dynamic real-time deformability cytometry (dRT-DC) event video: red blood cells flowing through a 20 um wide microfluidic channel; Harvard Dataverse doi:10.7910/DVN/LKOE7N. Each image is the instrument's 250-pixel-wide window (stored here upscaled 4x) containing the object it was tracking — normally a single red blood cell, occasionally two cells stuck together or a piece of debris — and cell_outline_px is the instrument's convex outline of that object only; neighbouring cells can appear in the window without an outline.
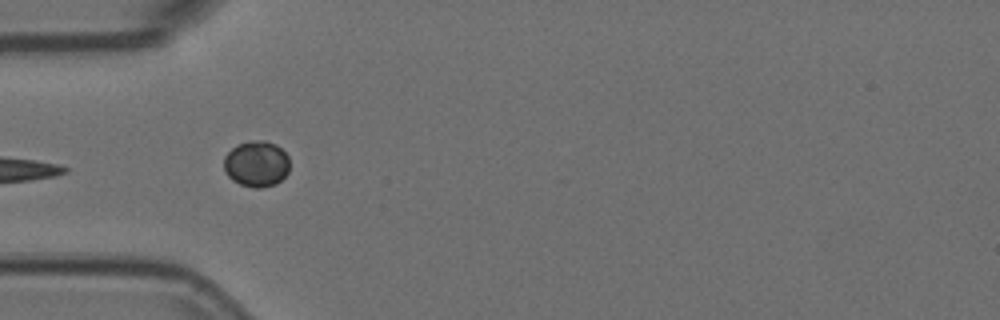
{"species": "Egyptian fruit bat (a non-hibernating species)", "species_latin": "Rousettus aegyptiacus", "temperature_condition": "room temperature", "stored_images_in_passage": 7, "camera_frame_rate_fps": 3000, "um_per_image_px": 0.085, "animal": {"sex": "female"}, "frame": {"image": 1, "passage_image": 5, "time_ms": 1.333, "image_size_px": [1000, 320], "cell_outline_px": [[288, 172], [276, 184], [260, 188], [252, 188], [240, 184], [232, 180], [224, 172], [224, 156], [236, 144], [252, 140], [264, 140], [276, 144], [288, 156]], "centroid_in_image_um": [21.77, 13.92], "position_along_channel_um": 63.2, "area_um2": 17.74}}
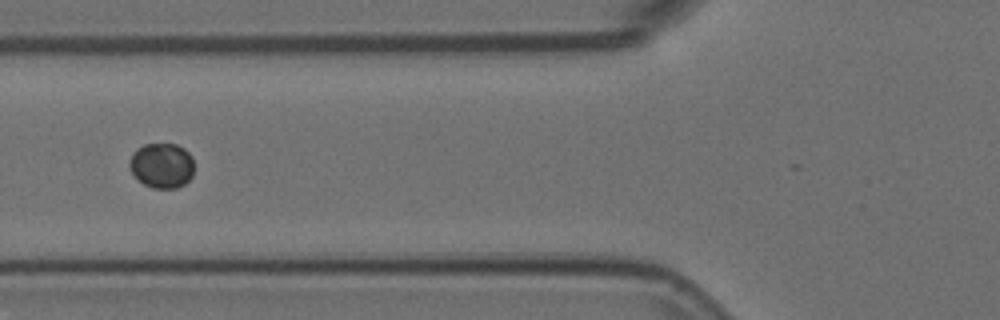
{"frame": {"image": 2, "passage_image": 6, "time_ms": 1.667, "image_size_px": [1000, 320], "cell_outline_px": [[192, 176], [184, 184], [176, 188], [152, 188], [144, 184], [132, 172], [128, 164], [132, 152], [136, 148], [144, 144], [176, 144], [184, 148], [192, 156]], "centroid_in_image_um": [13.73, 14.05], "position_along_channel_um": 112.1, "area_um2": 16.94}}